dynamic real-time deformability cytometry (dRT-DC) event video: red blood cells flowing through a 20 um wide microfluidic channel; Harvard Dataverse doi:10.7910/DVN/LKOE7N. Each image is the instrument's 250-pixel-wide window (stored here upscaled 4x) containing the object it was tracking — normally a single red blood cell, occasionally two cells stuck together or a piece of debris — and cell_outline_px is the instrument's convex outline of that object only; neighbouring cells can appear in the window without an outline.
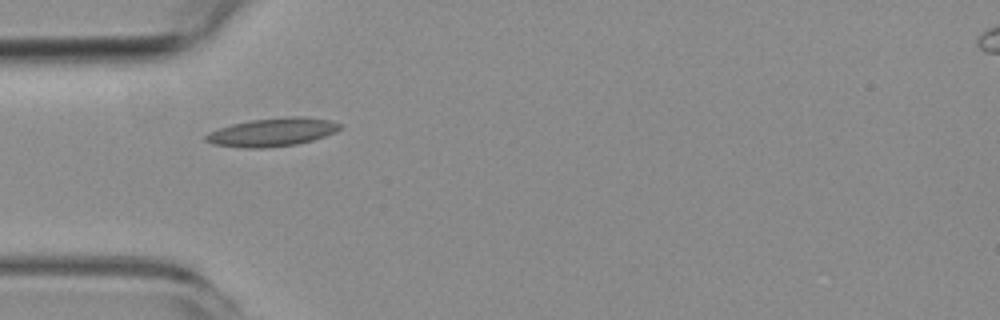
{"species": "common noctule bat (a hibernating species)", "species_latin": "Nyctalus noctula", "temperature_condition": "room temperature", "stored_images_in_passage": 5, "camera_frame_rate_fps": 3000, "um_per_image_px": 0.085, "animal": {"sex": "female", "body_mass_g": 19.3, "forearm_length_mm": 54.1}, "frame": {"image": 1, "passage_image": 1, "time_ms": 0.0, "image_size_px": [1000, 320], "cell_outline_px": [[340, 128], [336, 132], [312, 140], [296, 144], [264, 148], [244, 148], [212, 144], [204, 140], [204, 136], [208, 132], [232, 124], [252, 120], [288, 116], [304, 116], [328, 120], [340, 124]], "centroid_in_image_um": [23.11, 11.23], "position_along_channel_um": 61.9, "area_um2": 22.02}}
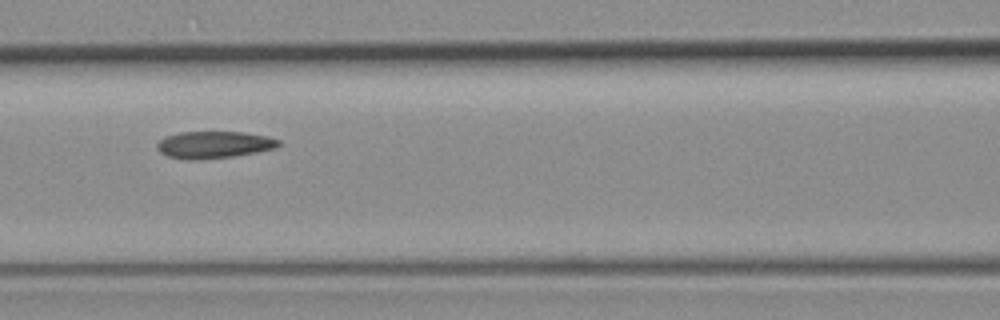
{"frame": {"image": 2, "passage_image": 3, "time_ms": 2.333, "image_size_px": [1000, 320], "cell_outline_px": [[280, 144], [276, 148], [256, 152], [232, 156], [196, 160], [188, 160], [168, 156], [160, 152], [156, 148], [156, 144], [164, 136], [180, 132], [240, 132], [268, 136], [280, 140]], "centroid_in_image_um": [18.16, 12.3], "position_along_channel_um": 148.4, "area_um2": 19.13}}
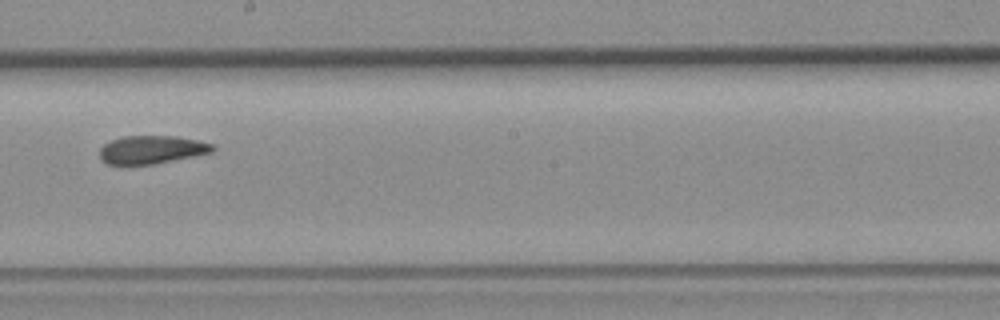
{"frame": {"image": 3, "passage_image": 5, "time_ms": 4.667, "image_size_px": [1000, 320], "cell_outline_px": [[216, 148], [212, 152], [156, 164], [108, 164], [100, 160], [100, 148], [104, 144], [112, 140], [124, 136], [176, 136], [196, 140], [212, 144]], "centroid_in_image_um": [12.88, 12.72], "position_along_channel_um": 235.3, "area_um2": 18.44}}